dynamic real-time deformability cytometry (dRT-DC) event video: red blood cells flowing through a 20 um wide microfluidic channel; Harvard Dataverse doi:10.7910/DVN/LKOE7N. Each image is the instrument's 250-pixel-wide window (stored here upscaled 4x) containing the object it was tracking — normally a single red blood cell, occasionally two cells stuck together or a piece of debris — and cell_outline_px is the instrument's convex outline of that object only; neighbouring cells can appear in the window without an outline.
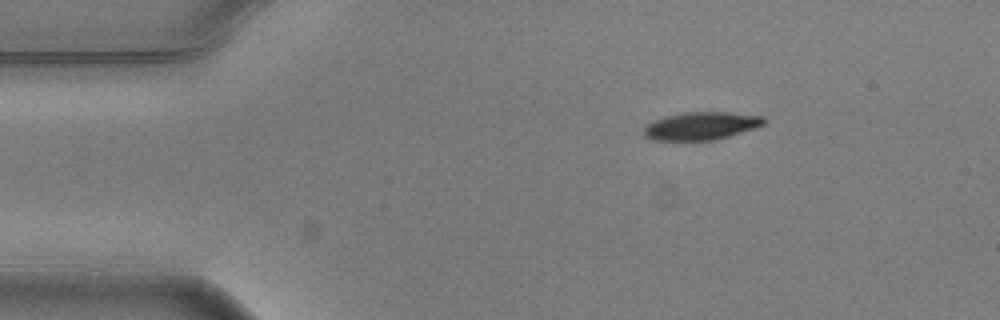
{"species": "common noctule bat (a hibernating species)", "species_latin": "Nyctalus noctula", "temperature_condition": "warm", "stored_images_in_passage": 3, "camera_frame_rate_fps": 3000, "um_per_image_px": 0.085, "animal": {"sex": "male", "body_mass_g": 20.5, "forearm_length_mm": 52.5}, "frame": {"image": 1, "passage_image": 1, "time_ms": 0.0, "image_size_px": [1000, 320], "cell_outline_px": [[764, 124], [756, 128], [716, 140], [652, 140], [644, 136], [644, 128], [648, 124], [664, 116], [684, 112], [728, 112], [764, 116]], "centroid_in_image_um": [59.61, 10.7], "position_along_channel_um": 25.4, "area_um2": 19.48}}